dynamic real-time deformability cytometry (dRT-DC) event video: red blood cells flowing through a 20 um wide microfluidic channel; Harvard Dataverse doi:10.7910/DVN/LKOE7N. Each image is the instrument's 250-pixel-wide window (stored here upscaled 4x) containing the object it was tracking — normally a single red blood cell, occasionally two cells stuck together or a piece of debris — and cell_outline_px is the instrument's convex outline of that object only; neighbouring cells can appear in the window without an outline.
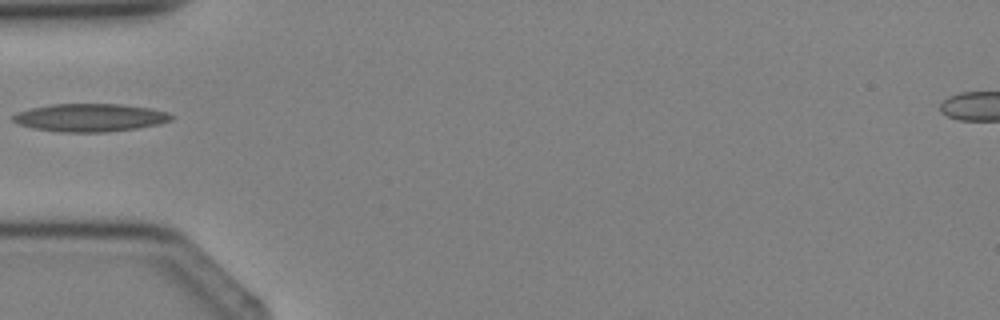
{"species": "Egyptian fruit bat (a non-hibernating species)", "species_latin": "Rousettus aegyptiacus", "temperature_condition": "cold", "stored_images_in_passage": 3, "camera_frame_rate_fps": 3000, "um_per_image_px": 0.085, "animal": {"sex": "female"}, "frame": {"image": 1, "passage_image": 3, "time_ms": 3.333, "image_size_px": [1000, 320], "cell_outline_px": [[172, 120], [156, 124], [136, 128], [108, 132], [60, 132], [36, 128], [20, 124], [12, 120], [12, 116], [16, 112], [32, 108], [52, 104], [120, 104], [148, 108], [168, 112], [172, 116]], "centroid_in_image_um": [7.64, 9.99], "position_along_channel_um": 77.4, "area_um2": 25.49}}